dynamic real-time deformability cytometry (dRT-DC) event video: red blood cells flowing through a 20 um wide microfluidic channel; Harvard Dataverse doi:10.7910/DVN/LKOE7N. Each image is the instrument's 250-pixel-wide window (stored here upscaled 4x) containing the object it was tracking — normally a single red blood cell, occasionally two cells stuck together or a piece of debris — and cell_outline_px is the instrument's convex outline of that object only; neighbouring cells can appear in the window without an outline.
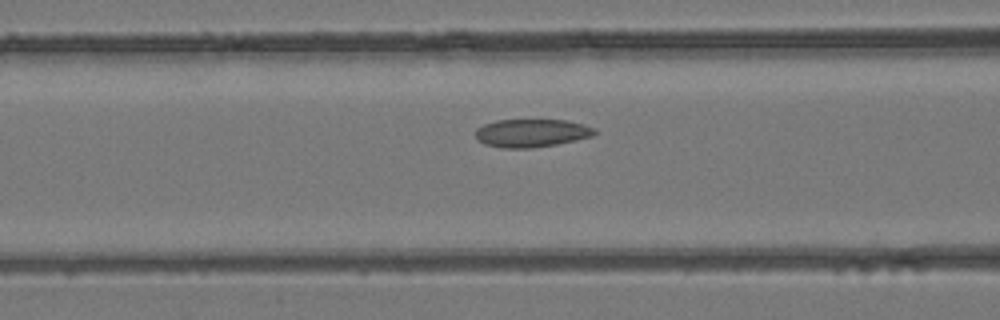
{"species": "common noctule bat (a hibernating species)", "species_latin": "Nyctalus noctula", "temperature_condition": "room temperature", "stored_images_in_passage": 4, "camera_frame_rate_fps": 3000, "um_per_image_px": 0.085, "animal": {"sex": "female", "body_mass_g": 24.6, "forearm_length_mm": 56.2}, "frame": {"image": 1, "passage_image": 4, "time_ms": 1.0, "image_size_px": [1000, 320], "cell_outline_px": [[596, 132], [592, 136], [576, 140], [556, 144], [532, 148], [500, 148], [484, 144], [476, 140], [476, 128], [484, 124], [496, 120], [568, 120], [584, 124], [596, 128]], "centroid_in_image_um": [45.17, 11.31], "position_along_channel_um": 121.4, "area_um2": 19.65}}